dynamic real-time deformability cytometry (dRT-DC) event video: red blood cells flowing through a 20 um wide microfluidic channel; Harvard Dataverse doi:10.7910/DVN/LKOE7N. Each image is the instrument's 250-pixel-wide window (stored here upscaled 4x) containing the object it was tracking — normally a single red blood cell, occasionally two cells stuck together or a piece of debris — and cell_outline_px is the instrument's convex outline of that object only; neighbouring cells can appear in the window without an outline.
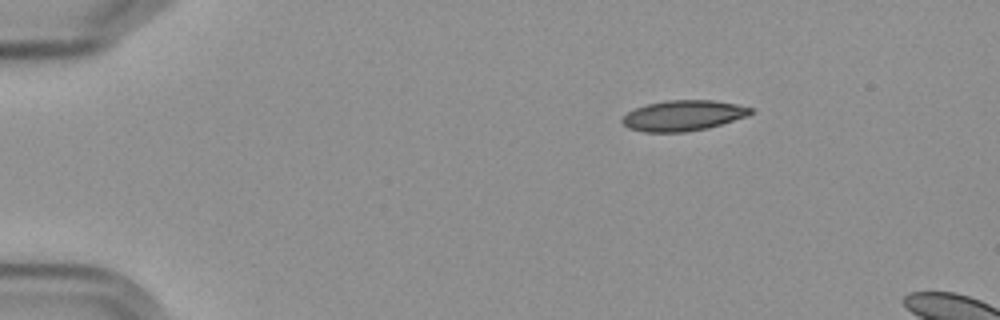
{"species": "Egyptian fruit bat (a non-hibernating species)", "species_latin": "Rousettus aegyptiacus", "temperature_condition": "cold", "stored_images_in_passage": 7, "camera_frame_rate_fps": 3000, "um_per_image_px": 0.085, "frame": {"image": 1, "passage_image": 1, "time_ms": 0.0, "image_size_px": [1000, 320], "cell_outline_px": [[752, 112], [748, 116], [708, 128], [684, 132], [644, 132], [628, 128], [620, 120], [628, 112], [636, 108], [648, 104], [668, 100], [712, 100], [736, 104], [752, 108]], "centroid_in_image_um": [58.07, 9.83], "position_along_channel_um": 26.9, "area_um2": 22.72}}